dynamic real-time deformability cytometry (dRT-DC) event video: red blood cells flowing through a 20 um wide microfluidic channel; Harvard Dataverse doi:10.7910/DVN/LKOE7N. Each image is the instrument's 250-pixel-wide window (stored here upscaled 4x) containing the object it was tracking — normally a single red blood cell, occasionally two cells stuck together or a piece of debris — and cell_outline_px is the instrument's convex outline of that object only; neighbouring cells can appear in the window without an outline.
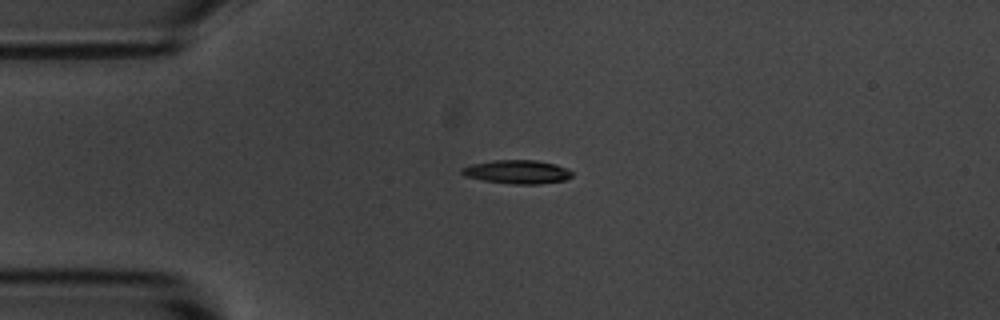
{"species": "common noctule bat (a hibernating species)", "species_latin": "Nyctalus noctula", "temperature_condition": "room temperature", "stored_images_in_passage": 43, "camera_frame_rate_fps": 3000, "um_per_image_px": 0.085, "animal": {"sex": "male", "body_mass_g": 20.1, "forearm_length_mm": 53.5}, "frame": {"image": 1, "passage_image": 1, "time_ms": 0.0, "image_size_px": [1000, 320], "cell_outline_px": [[572, 176], [564, 180], [540, 184], [512, 184], [484, 180], [464, 176], [460, 172], [460, 168], [472, 164], [492, 160], [536, 160], [556, 164], [568, 168], [572, 172]], "centroid_in_image_um": [43.96, 14.6], "position_along_channel_um": 41.0, "area_um2": 15.26}}
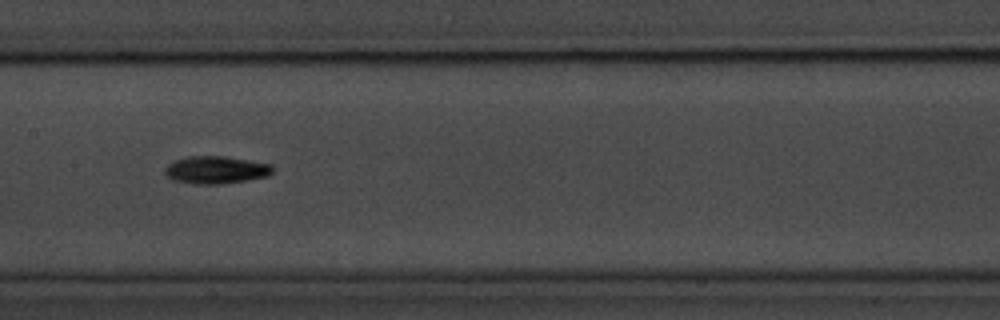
{"frame": {"image": 2, "passage_image": 15, "time_ms": 4.667, "image_size_px": [1000, 320], "cell_outline_px": [[272, 172], [268, 176], [248, 180], [220, 184], [192, 184], [172, 180], [164, 172], [164, 168], [172, 160], [188, 156], [224, 156], [272, 164]], "centroid_in_image_um": [18.31, 14.44], "position_along_channel_um": 189.1, "area_um2": 17.46}}
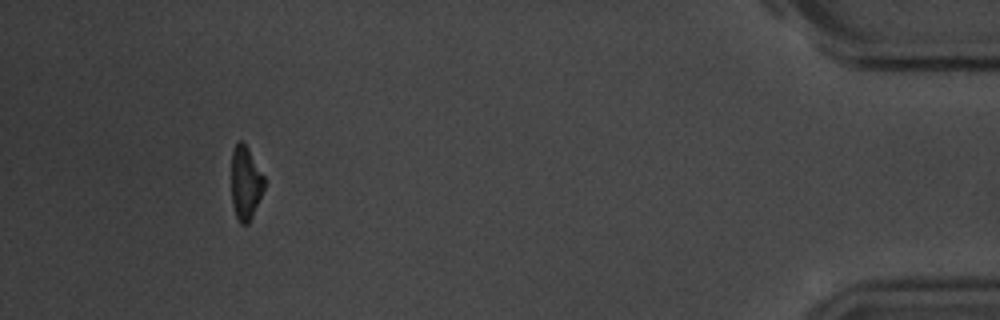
{"frame": {"image": 3, "passage_image": 39, "time_ms": 12.667, "image_size_px": [1000, 320], "cell_outline_px": [[264, 188], [252, 216], [248, 224], [240, 224], [236, 216], [232, 204], [232, 152], [236, 140], [240, 140], [248, 148], [264, 176]], "centroid_in_image_um": [20.86, 15.54], "position_along_channel_um": 414.3, "area_um2": 13.93}, "authors_computed_cell_mechanics": {"area_um2": 15.3748, "velocity_mm_per_s": 3.6537, "shape_relaxation_time_tau1_ms": 2.0098, "shape_relaxation_time_tau2_ms": null, "deformation_change_tau1": 0.1289, "deformation_change_tau2": null}}